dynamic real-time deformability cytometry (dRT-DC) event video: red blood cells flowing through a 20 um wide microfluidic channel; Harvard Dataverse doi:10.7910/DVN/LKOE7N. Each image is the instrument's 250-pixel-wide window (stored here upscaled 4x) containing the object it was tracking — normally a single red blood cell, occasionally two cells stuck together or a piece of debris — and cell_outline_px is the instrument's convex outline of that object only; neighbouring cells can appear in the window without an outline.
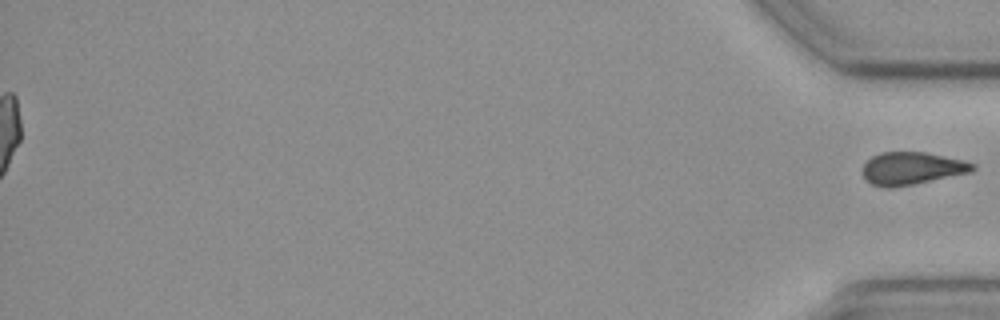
{"species": "common noctule bat (a hibernating species)", "species_latin": "Nyctalus noctula", "temperature_condition": "cold", "stored_images_in_passage": 48, "segment_of_instrument_passage": [2, 2], "camera_frame_rate_fps": 3000, "um_per_image_px": 0.085, "animal": {"sex": "female", "body_mass_g": 19.3, "forearm_length_mm": 54.1}, "frame": {"image": 1, "passage_image": 48, "time_ms": 15.667, "image_size_px": [1000, 320], "cell_outline_px": [[976, 168], [972, 172], [912, 184], [872, 184], [864, 176], [864, 164], [872, 156], [880, 152], [924, 152], [964, 160], [976, 164]], "centroid_in_image_um": [77.6, 14.25], "position_along_channel_um": 357.6, "area_um2": 20.06}}